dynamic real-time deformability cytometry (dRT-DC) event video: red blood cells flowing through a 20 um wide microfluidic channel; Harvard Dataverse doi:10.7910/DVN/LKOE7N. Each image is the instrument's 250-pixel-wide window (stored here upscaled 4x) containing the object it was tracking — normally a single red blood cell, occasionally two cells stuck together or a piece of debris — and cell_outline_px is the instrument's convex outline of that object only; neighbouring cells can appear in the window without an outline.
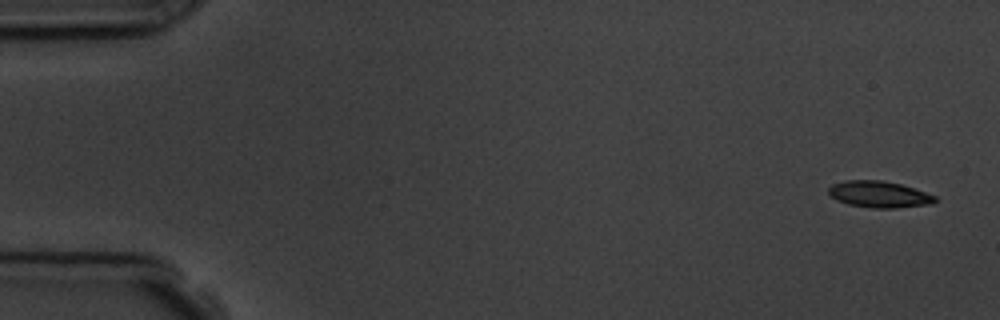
{"species": "common noctule bat (a hibernating species)", "species_latin": "Nyctalus noctula", "temperature_condition": "room temperature", "stored_images_in_passage": 5, "camera_frame_rate_fps": 3000, "um_per_image_px": 0.085, "animal": {"sex": "male", "body_mass_g": 19.5, "forearm_length_mm": 54.6}, "frame": {"image": 1, "passage_image": 1, "time_ms": 0.0, "image_size_px": [1000, 320], "cell_outline_px": [[936, 200], [932, 204], [896, 208], [872, 208], [848, 204], [836, 200], [828, 192], [828, 188], [832, 184], [844, 180], [884, 180], [900, 184], [936, 196]], "centroid_in_image_um": [74.7, 16.52], "position_along_channel_um": 10.3, "area_um2": 16.42}}
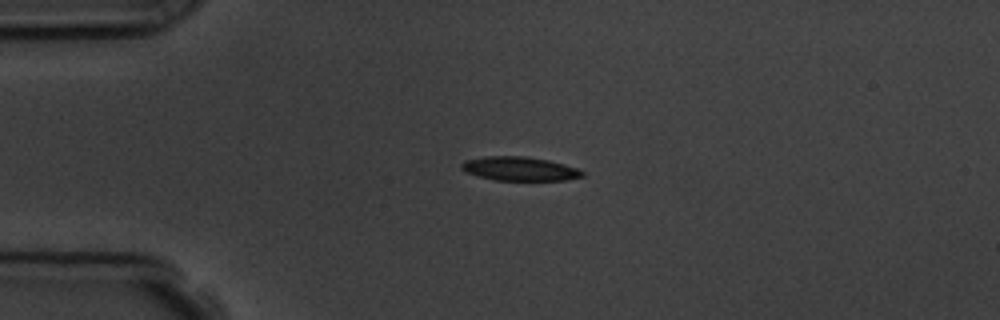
{"frame": {"image": 2, "passage_image": 4, "time_ms": 3.667, "image_size_px": [1000, 320], "cell_outline_px": [[584, 176], [564, 180], [496, 180], [480, 176], [468, 172], [460, 168], [460, 164], [464, 160], [484, 156], [524, 156], [548, 160], [564, 164], [576, 168], [584, 172]], "centroid_in_image_um": [44.15, 14.33], "position_along_channel_um": 40.8, "area_um2": 16.7}}